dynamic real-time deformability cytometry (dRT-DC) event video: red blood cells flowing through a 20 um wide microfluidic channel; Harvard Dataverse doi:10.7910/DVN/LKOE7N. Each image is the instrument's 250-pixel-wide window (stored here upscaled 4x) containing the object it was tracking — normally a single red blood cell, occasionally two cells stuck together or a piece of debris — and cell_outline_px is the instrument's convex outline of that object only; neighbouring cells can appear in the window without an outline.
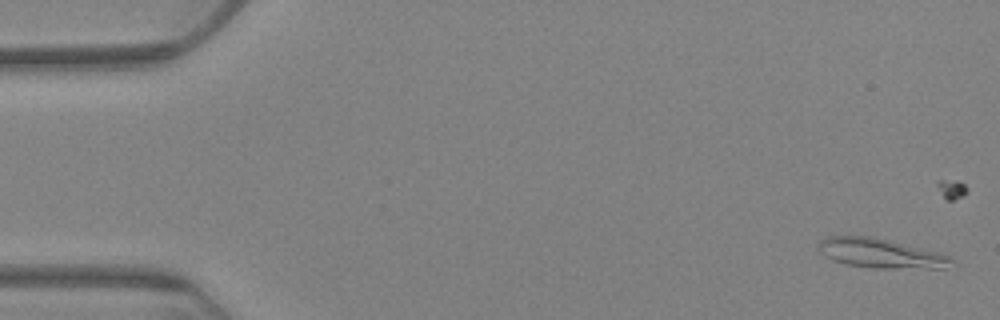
{"species": "Egyptian fruit bat (a non-hibernating species)", "species_latin": "Rousettus aegyptiacus", "temperature_condition": "warm", "stored_images_in_passage": 63, "camera_frame_rate_fps": 3000, "um_per_image_px": 0.085, "animal": {"sex": "female"}, "frame": {"image": 1, "passage_image": 2, "time_ms": 0.333, "image_size_px": [1000, 320], "cell_outline_px": [[956, 260], [944, 268], [868, 268], [844, 264], [832, 260], [820, 252], [816, 244], [820, 240], [828, 236], [868, 236], [936, 252], [952, 256]], "centroid_in_image_um": [74.8, 21.55], "position_along_channel_um": 10.2, "area_um2": 22.6}}
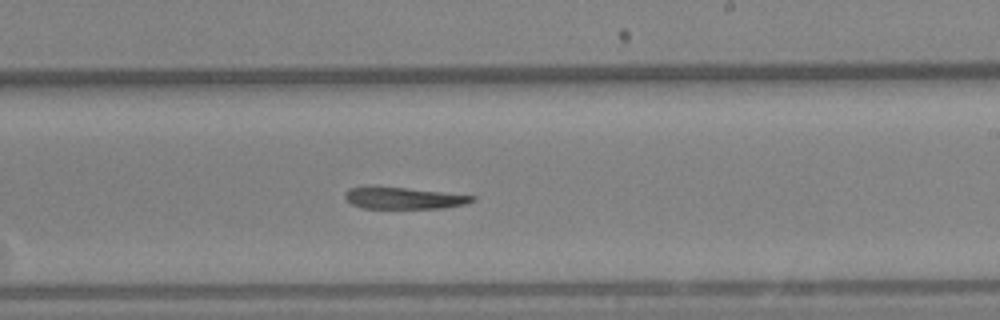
{"frame": {"image": 2, "passage_image": 37, "time_ms": 12.0, "image_size_px": [1000, 320], "cell_outline_px": [[476, 200], [464, 204], [440, 208], [360, 208], [352, 204], [344, 196], [344, 192], [348, 188], [404, 188], [476, 196]], "centroid_in_image_um": [34.32, 16.86], "position_along_channel_um": 254.7, "area_um2": 15.49}}
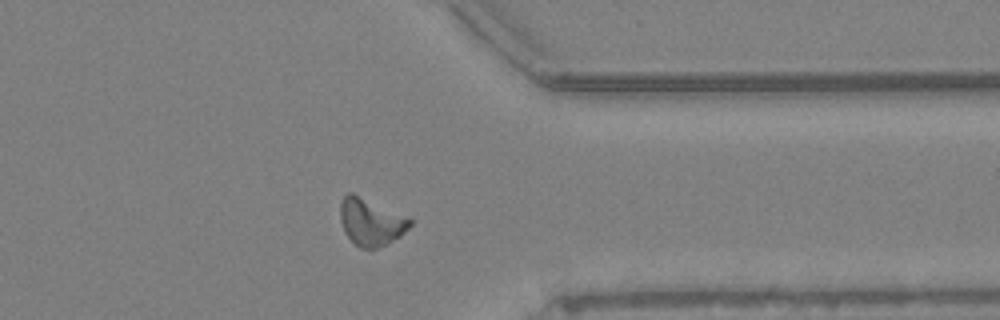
{"frame": {"image": 3, "passage_image": 49, "time_ms": 16.0, "image_size_px": [1000, 320], "cell_outline_px": [[412, 224], [400, 236], [376, 248], [360, 248], [352, 244], [344, 232], [340, 220], [340, 204], [344, 196], [348, 192], [352, 192], [412, 220]], "centroid_in_image_um": [31.46, 18.88], "position_along_channel_um": 379.9, "area_um2": 18.84}}